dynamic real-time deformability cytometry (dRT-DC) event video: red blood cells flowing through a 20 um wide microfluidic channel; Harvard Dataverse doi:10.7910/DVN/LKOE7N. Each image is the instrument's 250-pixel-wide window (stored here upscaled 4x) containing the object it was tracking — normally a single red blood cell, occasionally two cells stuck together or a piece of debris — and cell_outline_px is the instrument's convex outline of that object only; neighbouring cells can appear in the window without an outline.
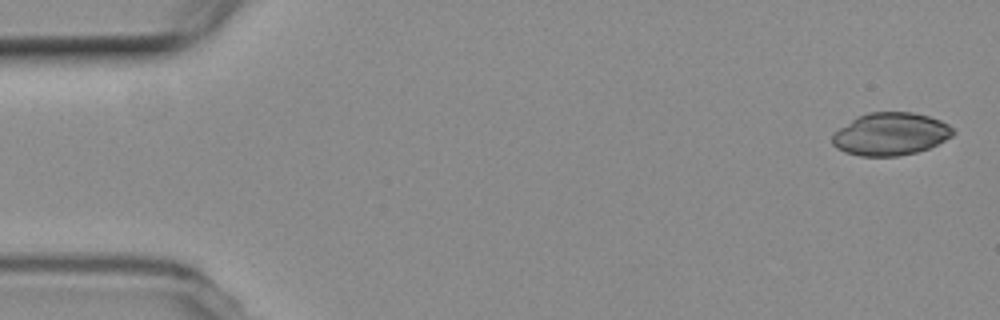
{"species": "common noctule bat (a hibernating species)", "species_latin": "Nyctalus noctula", "temperature_condition": "room temperature", "stored_images_in_passage": 5, "camera_frame_rate_fps": 3000, "um_per_image_px": 0.085, "animal": {"sex": "female", "body_mass_g": 19.3, "forearm_length_mm": 54.1}, "frame": {"image": 1, "passage_image": 1, "time_ms": 0.0, "image_size_px": [1000, 320], "cell_outline_px": [[956, 132], [952, 136], [928, 148], [916, 152], [900, 156], [860, 156], [844, 152], [836, 148], [832, 144], [832, 136], [840, 128], [852, 120], [868, 112], [912, 112], [928, 116], [940, 120], [948, 124]], "centroid_in_image_um": [75.7, 11.4], "position_along_channel_um": 9.3, "area_um2": 29.82}}